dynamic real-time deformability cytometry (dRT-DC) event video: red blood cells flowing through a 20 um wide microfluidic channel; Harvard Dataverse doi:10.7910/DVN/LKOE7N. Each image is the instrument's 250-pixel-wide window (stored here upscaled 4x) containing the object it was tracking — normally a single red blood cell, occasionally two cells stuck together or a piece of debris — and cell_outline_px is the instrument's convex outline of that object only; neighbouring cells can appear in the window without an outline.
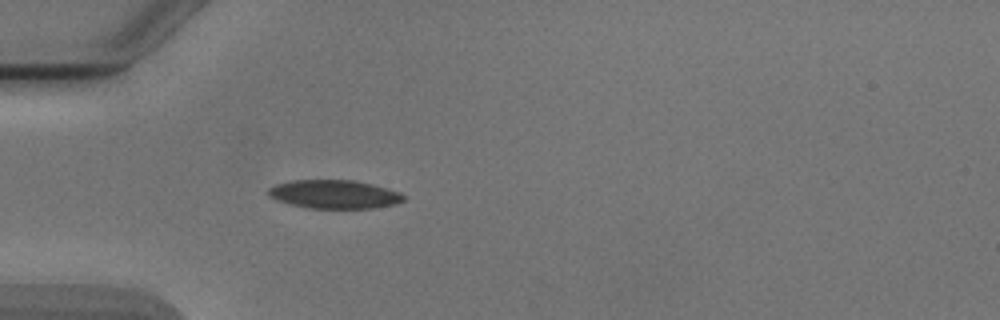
{"species": "Egyptian fruit bat (a non-hibernating species)", "species_latin": "Rousettus aegyptiacus", "temperature_condition": "cold", "stored_images_in_passage": 34, "camera_frame_rate_fps": 3000, "um_per_image_px": 0.085, "animal": {"sex": "male"}, "frame": {"image": 1, "passage_image": 1, "time_ms": 0.0, "image_size_px": [1000, 320], "cell_outline_px": [[404, 200], [396, 204], [376, 208], [308, 208], [288, 204], [276, 200], [268, 196], [264, 192], [268, 188], [276, 184], [292, 180], [352, 180], [400, 192], [404, 196]], "centroid_in_image_um": [28.33, 16.52], "position_along_channel_um": 56.7, "area_um2": 22.54}}
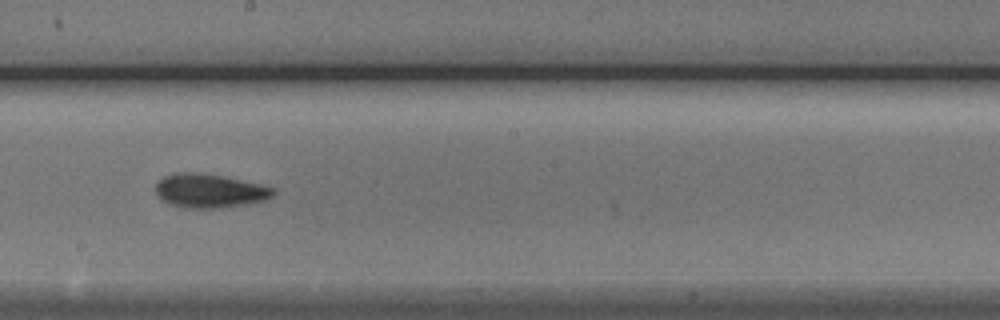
{"frame": {"image": 2, "passage_image": 15, "time_ms": 4.667, "image_size_px": [1000, 320], "cell_outline_px": [[276, 192], [272, 196], [264, 200], [248, 204], [220, 208], [184, 208], [168, 204], [160, 200], [156, 196], [156, 180], [164, 176], [176, 172], [196, 172], [220, 176], [276, 188]], "centroid_in_image_um": [17.74, 16.23], "position_along_channel_um": 230.5, "area_um2": 23.35}}
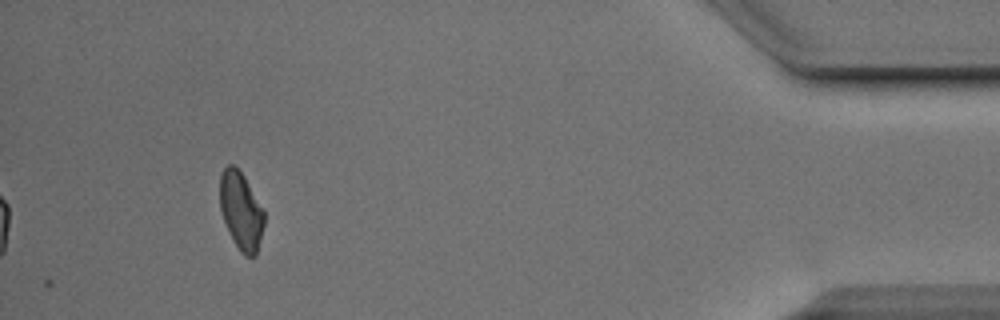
{"frame": {"image": 3, "passage_image": 34, "time_ms": 11.0, "image_size_px": [1000, 320], "cell_outline_px": [[264, 224], [256, 256], [244, 256], [240, 252], [232, 240], [228, 232], [220, 208], [220, 176], [224, 168], [228, 164], [232, 164], [244, 176], [264, 212]], "centroid_in_image_um": [20.47, 17.95], "position_along_channel_um": 414.7, "area_um2": 19.88}, "authors_computed_cell_mechanics": {"area_um2": 22.2241, "velocity_mm_per_s": 3.8895, "shape_relaxation_time_tau1_ms": 7.3778, "shape_relaxation_time_tau2_ms": 5.672, "deformation_change_tau1": 0.1695, "deformation_change_tau2": 0.1118}}